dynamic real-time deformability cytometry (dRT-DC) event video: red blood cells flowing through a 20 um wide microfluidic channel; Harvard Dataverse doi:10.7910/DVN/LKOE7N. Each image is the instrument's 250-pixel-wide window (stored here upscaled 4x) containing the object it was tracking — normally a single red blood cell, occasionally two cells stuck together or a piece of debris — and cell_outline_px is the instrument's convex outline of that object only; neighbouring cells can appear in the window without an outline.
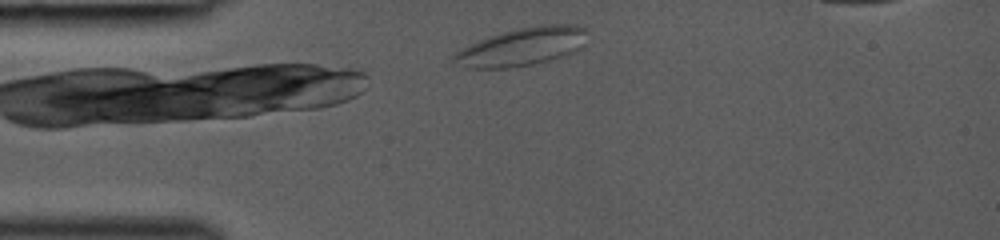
{"species": "common noctule bat (a hibernating species)", "species_latin": "Nyctalus noctula", "temperature_condition": "room temperature", "stored_images_in_passage": 2, "camera_frame_rate_fps": 3000, "um_per_image_px": 0.085, "animal": {"sex": "female", "body_mass_g": 19.0, "forearm_length_mm": 53.3}, "frame": {"image": 1, "passage_image": 2, "time_ms": 0.333, "image_size_px": [1000, 240], "cell_outline_px": [[588, 32], [584, 48], [548, 60], [532, 64], [508, 68], [464, 68], [452, 60], [452, 56], [460, 48], [480, 40], [504, 32], [520, 28], [544, 24], [576, 24], [588, 28]], "centroid_in_image_um": [44.43, 3.96], "position_along_channel_um": 40.6, "area_um2": 29.59}}